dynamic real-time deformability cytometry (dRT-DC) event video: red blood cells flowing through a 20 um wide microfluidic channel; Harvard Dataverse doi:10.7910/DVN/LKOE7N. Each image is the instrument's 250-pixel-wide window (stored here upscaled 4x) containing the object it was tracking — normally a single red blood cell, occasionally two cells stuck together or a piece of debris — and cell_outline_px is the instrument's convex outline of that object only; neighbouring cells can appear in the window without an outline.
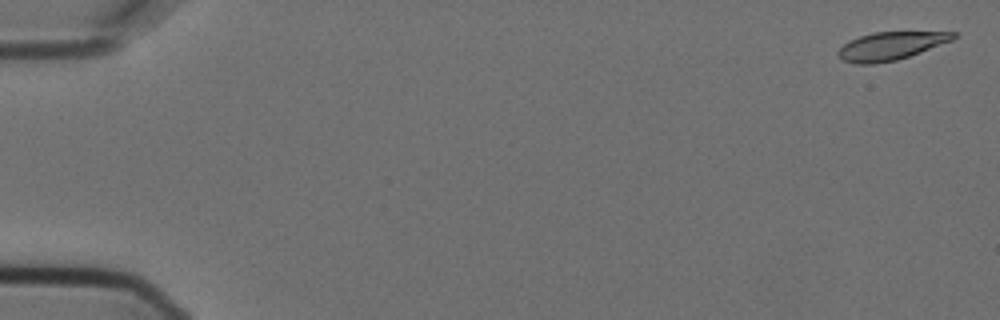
{"species": "Egyptian fruit bat (a non-hibernating species)", "species_latin": "Rousettus aegyptiacus", "temperature_condition": "cold", "stored_images_in_passage": 4, "camera_frame_rate_fps": 3000, "um_per_image_px": 0.085, "animal": {"sex": "female"}, "frame": {"image": 1, "passage_image": 1, "time_ms": 0.0, "image_size_px": [1000, 320], "cell_outline_px": [[956, 36], [952, 40], [920, 52], [896, 60], [876, 64], [856, 64], [844, 60], [836, 56], [836, 52], [848, 40], [872, 32], [956, 32]], "centroid_in_image_um": [75.65, 3.91], "position_along_channel_um": 9.4, "area_um2": 18.73}}